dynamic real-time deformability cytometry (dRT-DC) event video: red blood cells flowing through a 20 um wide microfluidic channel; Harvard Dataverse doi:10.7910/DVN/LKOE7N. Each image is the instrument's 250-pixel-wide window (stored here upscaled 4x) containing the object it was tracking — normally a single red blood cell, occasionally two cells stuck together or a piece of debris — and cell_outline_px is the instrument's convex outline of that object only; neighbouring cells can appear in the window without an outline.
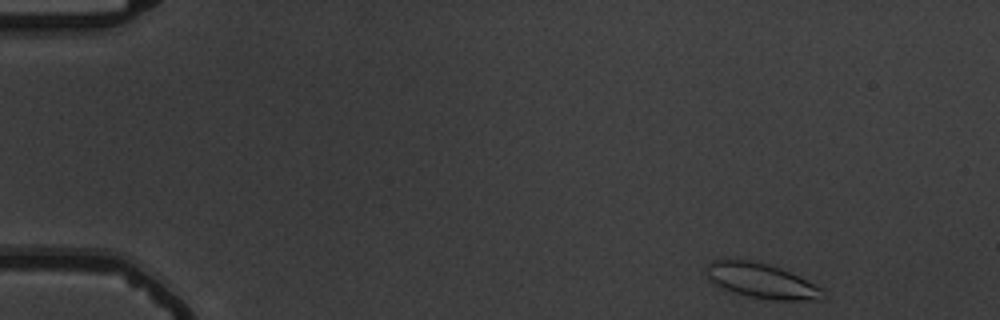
{"species": "common noctule bat (a hibernating species)", "species_latin": "Nyctalus noctula", "temperature_condition": "warm", "stored_images_in_passage": 51, "camera_frame_rate_fps": 3000, "um_per_image_px": 0.085, "animal": {"sex": "male", "body_mass_g": 19.5, "forearm_length_mm": 54.6}, "frame": {"image": 1, "passage_image": 1, "time_ms": 0.0, "image_size_px": [1000, 320], "cell_outline_px": [[828, 296], [824, 300], [772, 300], [748, 296], [724, 288], [716, 284], [708, 276], [708, 264], [712, 260], [724, 256], [756, 260], [780, 268], [820, 288]], "centroid_in_image_um": [64.7, 23.83], "position_along_channel_um": 20.3, "area_um2": 23.76}}
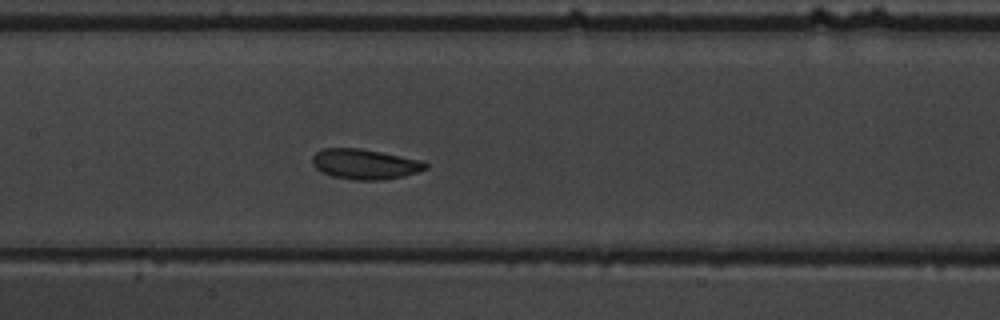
{"frame": {"image": 2, "passage_image": 23, "time_ms": 7.333, "image_size_px": [1000, 320], "cell_outline_px": [[428, 168], [404, 176], [384, 180], [352, 180], [332, 176], [316, 168], [312, 164], [312, 156], [316, 152], [324, 148], [360, 148], [420, 160], [428, 164]], "centroid_in_image_um": [31.0, 13.95], "position_along_channel_um": 176.4, "area_um2": 19.83}}
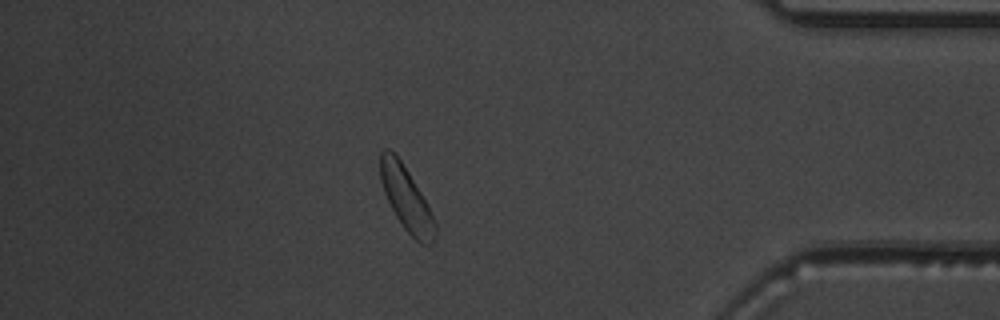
{"frame": {"image": 3, "passage_image": 44, "time_ms": 14.333, "image_size_px": [1000, 320], "cell_outline_px": [[436, 228], [432, 244], [420, 244], [404, 228], [396, 216], [384, 192], [380, 180], [380, 152], [384, 148], [388, 148], [400, 160], [408, 172], [420, 192], [436, 224]], "centroid_in_image_um": [34.51, 16.89], "position_along_channel_um": 400.7, "area_um2": 19.77}, "authors_computed_cell_mechanics": {"area_um2": 20.1722, "velocity_mm_per_s": 3.6559, "shape_relaxation_time_tau1_ms": 6.969, "shape_relaxation_time_tau2_ms": null, "deformation_change_tau1": 0.1738, "deformation_change_tau2": null}}